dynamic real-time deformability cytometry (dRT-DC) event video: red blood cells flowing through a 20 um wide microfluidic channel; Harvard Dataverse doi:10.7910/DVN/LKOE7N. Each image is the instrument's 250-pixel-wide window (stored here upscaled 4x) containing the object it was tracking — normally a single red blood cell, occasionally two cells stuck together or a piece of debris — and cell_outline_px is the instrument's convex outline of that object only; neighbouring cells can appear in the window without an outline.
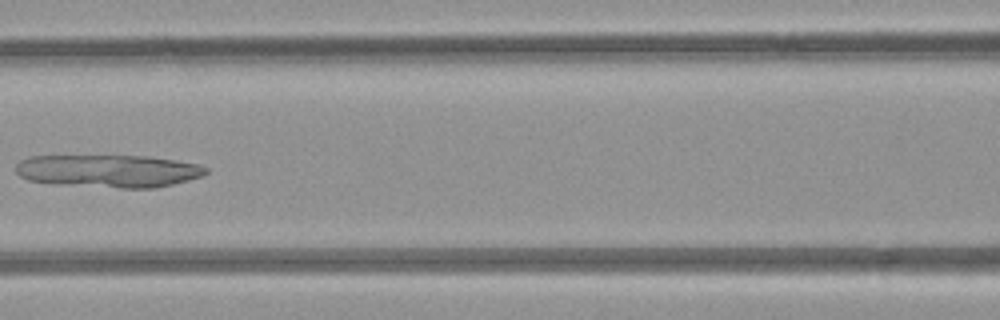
{"species": "common noctule bat (a hibernating species)", "species_latin": "Nyctalus noctula", "temperature_condition": "room temperature", "stored_images_in_passage": 6, "camera_frame_rate_fps": 3000, "um_per_image_px": 0.085, "animal": {"sex": "female", "body_mass_g": 21.9}, "frame": {"image": 1, "passage_image": 6, "time_ms": 6.667, "image_size_px": [1000, 320], "cell_outline_px": [[208, 172], [204, 176], [156, 188], [120, 188], [60, 184], [28, 180], [20, 176], [16, 172], [16, 164], [20, 160], [28, 156], [148, 156], [176, 160], [200, 164], [208, 168]], "centroid_in_image_um": [9.26, 14.53], "position_along_channel_um": 157.3, "area_um2": 36.36}}